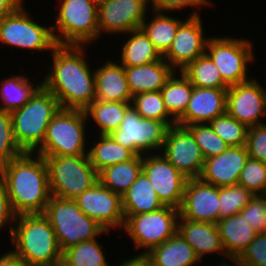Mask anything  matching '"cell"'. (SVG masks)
I'll list each match as a JSON object with an SVG mask.
<instances>
[{"label": "cell", "mask_w": 266, "mask_h": 266, "mask_svg": "<svg viewBox=\"0 0 266 266\" xmlns=\"http://www.w3.org/2000/svg\"><path fill=\"white\" fill-rule=\"evenodd\" d=\"M84 48L57 45L51 53L52 67L42 86L57 98L61 108L85 110L96 99L95 72L85 60Z\"/></svg>", "instance_id": "cell-1"}, {"label": "cell", "mask_w": 266, "mask_h": 266, "mask_svg": "<svg viewBox=\"0 0 266 266\" xmlns=\"http://www.w3.org/2000/svg\"><path fill=\"white\" fill-rule=\"evenodd\" d=\"M34 157L25 152L0 166V180L16 215L43 214L51 197L45 159L38 154Z\"/></svg>", "instance_id": "cell-2"}, {"label": "cell", "mask_w": 266, "mask_h": 266, "mask_svg": "<svg viewBox=\"0 0 266 266\" xmlns=\"http://www.w3.org/2000/svg\"><path fill=\"white\" fill-rule=\"evenodd\" d=\"M10 234L11 250L28 266H48L63 257L49 220L44 214L17 215Z\"/></svg>", "instance_id": "cell-3"}, {"label": "cell", "mask_w": 266, "mask_h": 266, "mask_svg": "<svg viewBox=\"0 0 266 266\" xmlns=\"http://www.w3.org/2000/svg\"><path fill=\"white\" fill-rule=\"evenodd\" d=\"M60 108L57 98L42 86L23 107L10 113L14 138L24 152L34 153L42 145Z\"/></svg>", "instance_id": "cell-4"}, {"label": "cell", "mask_w": 266, "mask_h": 266, "mask_svg": "<svg viewBox=\"0 0 266 266\" xmlns=\"http://www.w3.org/2000/svg\"><path fill=\"white\" fill-rule=\"evenodd\" d=\"M43 214L53 227L62 252L80 242L111 232L86 216L72 199L51 196Z\"/></svg>", "instance_id": "cell-5"}, {"label": "cell", "mask_w": 266, "mask_h": 266, "mask_svg": "<svg viewBox=\"0 0 266 266\" xmlns=\"http://www.w3.org/2000/svg\"><path fill=\"white\" fill-rule=\"evenodd\" d=\"M87 120L84 110L60 108L46 129L42 145L34 154L40 156L88 155L86 145L89 144H86L85 135Z\"/></svg>", "instance_id": "cell-6"}, {"label": "cell", "mask_w": 266, "mask_h": 266, "mask_svg": "<svg viewBox=\"0 0 266 266\" xmlns=\"http://www.w3.org/2000/svg\"><path fill=\"white\" fill-rule=\"evenodd\" d=\"M60 1L55 25H51L57 45L90 46V43L96 42L94 40L99 39L98 2Z\"/></svg>", "instance_id": "cell-7"}, {"label": "cell", "mask_w": 266, "mask_h": 266, "mask_svg": "<svg viewBox=\"0 0 266 266\" xmlns=\"http://www.w3.org/2000/svg\"><path fill=\"white\" fill-rule=\"evenodd\" d=\"M43 157L53 197L74 200L99 180L88 155Z\"/></svg>", "instance_id": "cell-8"}, {"label": "cell", "mask_w": 266, "mask_h": 266, "mask_svg": "<svg viewBox=\"0 0 266 266\" xmlns=\"http://www.w3.org/2000/svg\"><path fill=\"white\" fill-rule=\"evenodd\" d=\"M175 124L176 121L143 118L131 105L126 110L120 127L110 135L136 156H143L146 152L154 154V150L161 151L168 129Z\"/></svg>", "instance_id": "cell-9"}, {"label": "cell", "mask_w": 266, "mask_h": 266, "mask_svg": "<svg viewBox=\"0 0 266 266\" xmlns=\"http://www.w3.org/2000/svg\"><path fill=\"white\" fill-rule=\"evenodd\" d=\"M179 209L164 205L158 210L124 215L123 228L135 244L147 254L153 247L161 245L178 231Z\"/></svg>", "instance_id": "cell-10"}, {"label": "cell", "mask_w": 266, "mask_h": 266, "mask_svg": "<svg viewBox=\"0 0 266 266\" xmlns=\"http://www.w3.org/2000/svg\"><path fill=\"white\" fill-rule=\"evenodd\" d=\"M206 54L213 60L223 80L229 85L250 80L247 65L254 60L253 45L248 39L211 37Z\"/></svg>", "instance_id": "cell-11"}, {"label": "cell", "mask_w": 266, "mask_h": 266, "mask_svg": "<svg viewBox=\"0 0 266 266\" xmlns=\"http://www.w3.org/2000/svg\"><path fill=\"white\" fill-rule=\"evenodd\" d=\"M27 9H16L0 18V43L20 49L51 52L57 46L52 27L32 20Z\"/></svg>", "instance_id": "cell-12"}, {"label": "cell", "mask_w": 266, "mask_h": 266, "mask_svg": "<svg viewBox=\"0 0 266 266\" xmlns=\"http://www.w3.org/2000/svg\"><path fill=\"white\" fill-rule=\"evenodd\" d=\"M161 151V154L187 179L200 177L205 158L186 127L177 124L170 126Z\"/></svg>", "instance_id": "cell-13"}, {"label": "cell", "mask_w": 266, "mask_h": 266, "mask_svg": "<svg viewBox=\"0 0 266 266\" xmlns=\"http://www.w3.org/2000/svg\"><path fill=\"white\" fill-rule=\"evenodd\" d=\"M198 12L197 8L194 9L191 15L180 23L171 46L162 56L174 70L178 68L179 72L206 53L209 37L203 36V22Z\"/></svg>", "instance_id": "cell-14"}, {"label": "cell", "mask_w": 266, "mask_h": 266, "mask_svg": "<svg viewBox=\"0 0 266 266\" xmlns=\"http://www.w3.org/2000/svg\"><path fill=\"white\" fill-rule=\"evenodd\" d=\"M142 156V172L152 183L158 199L163 205L180 208L187 178L162 154Z\"/></svg>", "instance_id": "cell-15"}, {"label": "cell", "mask_w": 266, "mask_h": 266, "mask_svg": "<svg viewBox=\"0 0 266 266\" xmlns=\"http://www.w3.org/2000/svg\"><path fill=\"white\" fill-rule=\"evenodd\" d=\"M148 8L146 0L98 1L99 38L102 33L126 35L141 28Z\"/></svg>", "instance_id": "cell-16"}, {"label": "cell", "mask_w": 266, "mask_h": 266, "mask_svg": "<svg viewBox=\"0 0 266 266\" xmlns=\"http://www.w3.org/2000/svg\"><path fill=\"white\" fill-rule=\"evenodd\" d=\"M74 200L86 216L97 221L105 230L123 228L125 217L121 196L99 180Z\"/></svg>", "instance_id": "cell-17"}, {"label": "cell", "mask_w": 266, "mask_h": 266, "mask_svg": "<svg viewBox=\"0 0 266 266\" xmlns=\"http://www.w3.org/2000/svg\"><path fill=\"white\" fill-rule=\"evenodd\" d=\"M227 112L248 128L265 124L260 117H266V88L254 78L229 86Z\"/></svg>", "instance_id": "cell-18"}, {"label": "cell", "mask_w": 266, "mask_h": 266, "mask_svg": "<svg viewBox=\"0 0 266 266\" xmlns=\"http://www.w3.org/2000/svg\"><path fill=\"white\" fill-rule=\"evenodd\" d=\"M219 206V187L200 178L187 179L179 217L216 224L220 220Z\"/></svg>", "instance_id": "cell-19"}, {"label": "cell", "mask_w": 266, "mask_h": 266, "mask_svg": "<svg viewBox=\"0 0 266 266\" xmlns=\"http://www.w3.org/2000/svg\"><path fill=\"white\" fill-rule=\"evenodd\" d=\"M248 158L246 146H229L223 153L205 159L199 178L217 187L237 185Z\"/></svg>", "instance_id": "cell-20"}, {"label": "cell", "mask_w": 266, "mask_h": 266, "mask_svg": "<svg viewBox=\"0 0 266 266\" xmlns=\"http://www.w3.org/2000/svg\"><path fill=\"white\" fill-rule=\"evenodd\" d=\"M227 89L193 87L186 110L176 124L185 127L191 124L209 123L227 112Z\"/></svg>", "instance_id": "cell-21"}, {"label": "cell", "mask_w": 266, "mask_h": 266, "mask_svg": "<svg viewBox=\"0 0 266 266\" xmlns=\"http://www.w3.org/2000/svg\"><path fill=\"white\" fill-rule=\"evenodd\" d=\"M107 60L95 68L96 100L131 102L132 94L128 87L124 66Z\"/></svg>", "instance_id": "cell-22"}, {"label": "cell", "mask_w": 266, "mask_h": 266, "mask_svg": "<svg viewBox=\"0 0 266 266\" xmlns=\"http://www.w3.org/2000/svg\"><path fill=\"white\" fill-rule=\"evenodd\" d=\"M177 232L191 245L200 261L209 253L226 257L216 224L179 217Z\"/></svg>", "instance_id": "cell-23"}, {"label": "cell", "mask_w": 266, "mask_h": 266, "mask_svg": "<svg viewBox=\"0 0 266 266\" xmlns=\"http://www.w3.org/2000/svg\"><path fill=\"white\" fill-rule=\"evenodd\" d=\"M132 97L145 92L160 91L174 70L163 58L141 66L124 67Z\"/></svg>", "instance_id": "cell-24"}, {"label": "cell", "mask_w": 266, "mask_h": 266, "mask_svg": "<svg viewBox=\"0 0 266 266\" xmlns=\"http://www.w3.org/2000/svg\"><path fill=\"white\" fill-rule=\"evenodd\" d=\"M216 226L226 258L232 263L243 253L257 235V232L251 228L250 224L240 213L220 219Z\"/></svg>", "instance_id": "cell-25"}, {"label": "cell", "mask_w": 266, "mask_h": 266, "mask_svg": "<svg viewBox=\"0 0 266 266\" xmlns=\"http://www.w3.org/2000/svg\"><path fill=\"white\" fill-rule=\"evenodd\" d=\"M146 255L154 266H195L201 262L191 245L178 232L161 245L153 247Z\"/></svg>", "instance_id": "cell-26"}, {"label": "cell", "mask_w": 266, "mask_h": 266, "mask_svg": "<svg viewBox=\"0 0 266 266\" xmlns=\"http://www.w3.org/2000/svg\"><path fill=\"white\" fill-rule=\"evenodd\" d=\"M121 199L124 215L148 213L164 206L158 199L152 183L143 172L122 195Z\"/></svg>", "instance_id": "cell-27"}, {"label": "cell", "mask_w": 266, "mask_h": 266, "mask_svg": "<svg viewBox=\"0 0 266 266\" xmlns=\"http://www.w3.org/2000/svg\"><path fill=\"white\" fill-rule=\"evenodd\" d=\"M30 80L23 74H15L1 81L0 109L12 113L23 107L42 87V81L39 84L36 83L35 87Z\"/></svg>", "instance_id": "cell-28"}, {"label": "cell", "mask_w": 266, "mask_h": 266, "mask_svg": "<svg viewBox=\"0 0 266 266\" xmlns=\"http://www.w3.org/2000/svg\"><path fill=\"white\" fill-rule=\"evenodd\" d=\"M141 172L142 156L135 155L131 160L104 168L98 174V179L104 186L122 197Z\"/></svg>", "instance_id": "cell-29"}, {"label": "cell", "mask_w": 266, "mask_h": 266, "mask_svg": "<svg viewBox=\"0 0 266 266\" xmlns=\"http://www.w3.org/2000/svg\"><path fill=\"white\" fill-rule=\"evenodd\" d=\"M98 136V141L88 149L90 163L98 174L106 167L131 160L135 156L130 149L117 143L110 134Z\"/></svg>", "instance_id": "cell-30"}, {"label": "cell", "mask_w": 266, "mask_h": 266, "mask_svg": "<svg viewBox=\"0 0 266 266\" xmlns=\"http://www.w3.org/2000/svg\"><path fill=\"white\" fill-rule=\"evenodd\" d=\"M129 34L131 37L129 36L121 49V65L124 67L141 66L162 58L141 28L133 30Z\"/></svg>", "instance_id": "cell-31"}, {"label": "cell", "mask_w": 266, "mask_h": 266, "mask_svg": "<svg viewBox=\"0 0 266 266\" xmlns=\"http://www.w3.org/2000/svg\"><path fill=\"white\" fill-rule=\"evenodd\" d=\"M131 102L94 100L84 111L89 119L98 126L100 135H108L120 127L126 110ZM91 117V118H90Z\"/></svg>", "instance_id": "cell-32"}, {"label": "cell", "mask_w": 266, "mask_h": 266, "mask_svg": "<svg viewBox=\"0 0 266 266\" xmlns=\"http://www.w3.org/2000/svg\"><path fill=\"white\" fill-rule=\"evenodd\" d=\"M154 14L151 21L145 19L142 22L141 29L159 54L163 56L171 46L183 20L168 16L164 12H155Z\"/></svg>", "instance_id": "cell-33"}, {"label": "cell", "mask_w": 266, "mask_h": 266, "mask_svg": "<svg viewBox=\"0 0 266 266\" xmlns=\"http://www.w3.org/2000/svg\"><path fill=\"white\" fill-rule=\"evenodd\" d=\"M178 74L175 71L160 90L165 107L176 121L184 114L194 87L181 71Z\"/></svg>", "instance_id": "cell-34"}, {"label": "cell", "mask_w": 266, "mask_h": 266, "mask_svg": "<svg viewBox=\"0 0 266 266\" xmlns=\"http://www.w3.org/2000/svg\"><path fill=\"white\" fill-rule=\"evenodd\" d=\"M183 75L197 88H228L213 60L205 53L197 57L182 71Z\"/></svg>", "instance_id": "cell-35"}, {"label": "cell", "mask_w": 266, "mask_h": 266, "mask_svg": "<svg viewBox=\"0 0 266 266\" xmlns=\"http://www.w3.org/2000/svg\"><path fill=\"white\" fill-rule=\"evenodd\" d=\"M97 238L80 242L63 252V258L72 266H109Z\"/></svg>", "instance_id": "cell-36"}, {"label": "cell", "mask_w": 266, "mask_h": 266, "mask_svg": "<svg viewBox=\"0 0 266 266\" xmlns=\"http://www.w3.org/2000/svg\"><path fill=\"white\" fill-rule=\"evenodd\" d=\"M208 124L229 146H246L248 127L228 112L219 115Z\"/></svg>", "instance_id": "cell-37"}, {"label": "cell", "mask_w": 266, "mask_h": 266, "mask_svg": "<svg viewBox=\"0 0 266 266\" xmlns=\"http://www.w3.org/2000/svg\"><path fill=\"white\" fill-rule=\"evenodd\" d=\"M131 105L143 118L176 121L165 107L160 91L137 94L132 97Z\"/></svg>", "instance_id": "cell-38"}, {"label": "cell", "mask_w": 266, "mask_h": 266, "mask_svg": "<svg viewBox=\"0 0 266 266\" xmlns=\"http://www.w3.org/2000/svg\"><path fill=\"white\" fill-rule=\"evenodd\" d=\"M254 196L238 184L219 187L220 219L238 214Z\"/></svg>", "instance_id": "cell-39"}, {"label": "cell", "mask_w": 266, "mask_h": 266, "mask_svg": "<svg viewBox=\"0 0 266 266\" xmlns=\"http://www.w3.org/2000/svg\"><path fill=\"white\" fill-rule=\"evenodd\" d=\"M185 127L192 133L205 159L217 156L229 147L208 123L191 124Z\"/></svg>", "instance_id": "cell-40"}, {"label": "cell", "mask_w": 266, "mask_h": 266, "mask_svg": "<svg viewBox=\"0 0 266 266\" xmlns=\"http://www.w3.org/2000/svg\"><path fill=\"white\" fill-rule=\"evenodd\" d=\"M238 185L254 195H266V163L249 157L240 172Z\"/></svg>", "instance_id": "cell-41"}, {"label": "cell", "mask_w": 266, "mask_h": 266, "mask_svg": "<svg viewBox=\"0 0 266 266\" xmlns=\"http://www.w3.org/2000/svg\"><path fill=\"white\" fill-rule=\"evenodd\" d=\"M24 153L14 138L10 113L0 109V166Z\"/></svg>", "instance_id": "cell-42"}, {"label": "cell", "mask_w": 266, "mask_h": 266, "mask_svg": "<svg viewBox=\"0 0 266 266\" xmlns=\"http://www.w3.org/2000/svg\"><path fill=\"white\" fill-rule=\"evenodd\" d=\"M233 264L235 266H266V232L257 233L255 239Z\"/></svg>", "instance_id": "cell-43"}, {"label": "cell", "mask_w": 266, "mask_h": 266, "mask_svg": "<svg viewBox=\"0 0 266 266\" xmlns=\"http://www.w3.org/2000/svg\"><path fill=\"white\" fill-rule=\"evenodd\" d=\"M239 213L257 233L266 232V195H255Z\"/></svg>", "instance_id": "cell-44"}, {"label": "cell", "mask_w": 266, "mask_h": 266, "mask_svg": "<svg viewBox=\"0 0 266 266\" xmlns=\"http://www.w3.org/2000/svg\"><path fill=\"white\" fill-rule=\"evenodd\" d=\"M246 147L250 158L266 163V123L248 128Z\"/></svg>", "instance_id": "cell-45"}, {"label": "cell", "mask_w": 266, "mask_h": 266, "mask_svg": "<svg viewBox=\"0 0 266 266\" xmlns=\"http://www.w3.org/2000/svg\"><path fill=\"white\" fill-rule=\"evenodd\" d=\"M149 6L152 3V10L154 12H164L175 11L188 8V7H207V5H212L210 0H146ZM188 6V7H187Z\"/></svg>", "instance_id": "cell-46"}, {"label": "cell", "mask_w": 266, "mask_h": 266, "mask_svg": "<svg viewBox=\"0 0 266 266\" xmlns=\"http://www.w3.org/2000/svg\"><path fill=\"white\" fill-rule=\"evenodd\" d=\"M16 216L17 215L12 209L6 188L3 182L0 180V229L10 225L9 233L11 234L13 225L15 224L13 222H15Z\"/></svg>", "instance_id": "cell-47"}, {"label": "cell", "mask_w": 266, "mask_h": 266, "mask_svg": "<svg viewBox=\"0 0 266 266\" xmlns=\"http://www.w3.org/2000/svg\"><path fill=\"white\" fill-rule=\"evenodd\" d=\"M115 266V265H114ZM116 266H154L152 260L146 254H136Z\"/></svg>", "instance_id": "cell-48"}, {"label": "cell", "mask_w": 266, "mask_h": 266, "mask_svg": "<svg viewBox=\"0 0 266 266\" xmlns=\"http://www.w3.org/2000/svg\"><path fill=\"white\" fill-rule=\"evenodd\" d=\"M0 266H28L22 259H20L11 250L0 255Z\"/></svg>", "instance_id": "cell-49"}, {"label": "cell", "mask_w": 266, "mask_h": 266, "mask_svg": "<svg viewBox=\"0 0 266 266\" xmlns=\"http://www.w3.org/2000/svg\"><path fill=\"white\" fill-rule=\"evenodd\" d=\"M16 8L8 0H0V18L10 15Z\"/></svg>", "instance_id": "cell-50"}, {"label": "cell", "mask_w": 266, "mask_h": 266, "mask_svg": "<svg viewBox=\"0 0 266 266\" xmlns=\"http://www.w3.org/2000/svg\"><path fill=\"white\" fill-rule=\"evenodd\" d=\"M48 266H72L68 261L65 260V258L61 257L60 259L56 260L52 264Z\"/></svg>", "instance_id": "cell-51"}, {"label": "cell", "mask_w": 266, "mask_h": 266, "mask_svg": "<svg viewBox=\"0 0 266 266\" xmlns=\"http://www.w3.org/2000/svg\"><path fill=\"white\" fill-rule=\"evenodd\" d=\"M16 9H25L23 7L24 0H8Z\"/></svg>", "instance_id": "cell-52"}, {"label": "cell", "mask_w": 266, "mask_h": 266, "mask_svg": "<svg viewBox=\"0 0 266 266\" xmlns=\"http://www.w3.org/2000/svg\"><path fill=\"white\" fill-rule=\"evenodd\" d=\"M226 262H227V261H223V260H222L221 263H218V265L220 264L219 266H231L228 262H227V263H226ZM218 265L216 264V266H218ZM207 266H208V265H207ZM214 266H215V265H214Z\"/></svg>", "instance_id": "cell-53"}]
</instances>
